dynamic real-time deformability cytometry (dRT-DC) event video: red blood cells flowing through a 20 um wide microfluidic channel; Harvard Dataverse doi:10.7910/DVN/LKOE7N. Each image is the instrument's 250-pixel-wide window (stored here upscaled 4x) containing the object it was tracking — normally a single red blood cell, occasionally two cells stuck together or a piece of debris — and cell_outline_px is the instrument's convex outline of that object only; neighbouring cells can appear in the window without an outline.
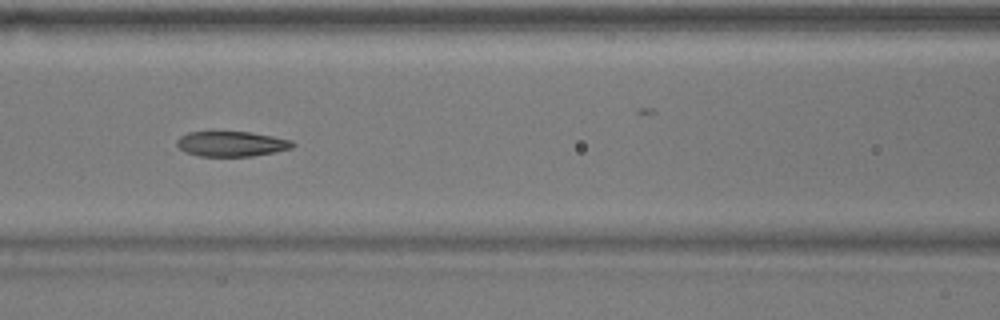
{"species": "common noctule bat (a hibernating species)", "species_latin": "Nyctalus noctula", "temperature_condition": "warm", "stored_images_in_passage": 55, "camera_frame_rate_fps": 3000, "um_per_image_px": 0.085, "animal": {"sex": "male", "body_mass_g": 17.9}, "frame": {"image": 1, "passage_image": 23, "time_ms": 7.333, "image_size_px": [1000, 320], "cell_outline_px": [[296, 144], [292, 148], [252, 156], [200, 156], [184, 152], [176, 144], [176, 140], [180, 136], [188, 132], [248, 132], [272, 136], [292, 140]], "centroid_in_image_um": [19.66, 12.23], "position_along_channel_um": 146.9, "area_um2": 16.88}}
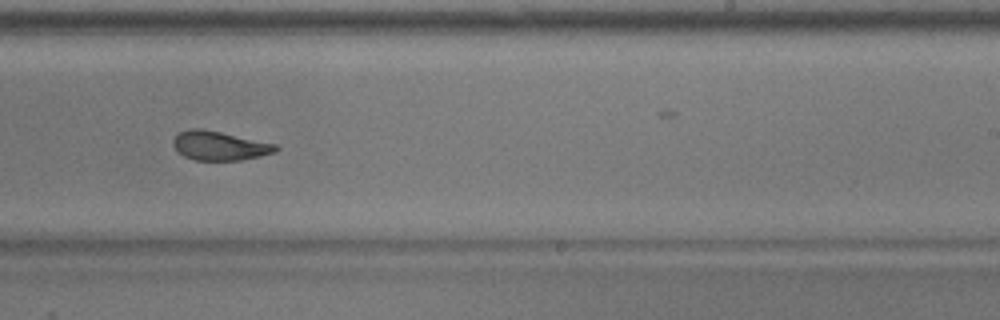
{"frame": {"image": 2, "passage_image": 33, "time_ms": 10.667, "image_size_px": [1000, 320], "cell_outline_px": [[280, 148], [276, 152], [260, 156], [240, 160], [196, 160], [184, 156], [172, 144], [172, 140], [180, 132], [192, 128], [200, 128], [220, 132], [276, 144]], "centroid_in_image_um": [18.68, 12.39], "position_along_channel_um": 270.3, "area_um2": 17.17}}
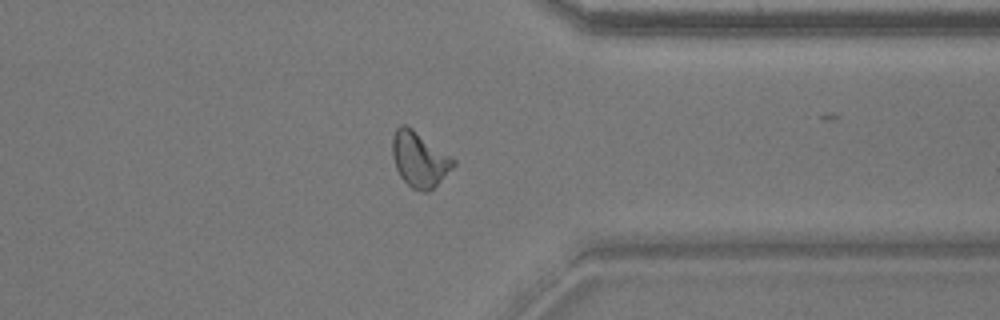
{"frame": {"image": 3, "passage_image": 42, "time_ms": 13.667, "image_size_px": [1000, 320], "cell_outline_px": [[456, 164], [428, 192], [424, 192], [412, 188], [400, 176], [396, 168], [392, 156], [392, 136], [396, 128], [400, 124], [404, 124], [412, 128], [452, 156], [456, 160]], "centroid_in_image_um": [35.64, 13.52], "position_along_channel_um": 375.8, "area_um2": 19.54}, "authors_computed_cell_mechanics": {"area_um2": 18.2648, "velocity_mm_per_s": 3.7118, "shape_relaxation_time_tau1_ms": 8.0425, "shape_relaxation_time_tau2_ms": 3.4293, "deformation_change_tau1": 0.2351, "deformation_change_tau2": 0.1015}}